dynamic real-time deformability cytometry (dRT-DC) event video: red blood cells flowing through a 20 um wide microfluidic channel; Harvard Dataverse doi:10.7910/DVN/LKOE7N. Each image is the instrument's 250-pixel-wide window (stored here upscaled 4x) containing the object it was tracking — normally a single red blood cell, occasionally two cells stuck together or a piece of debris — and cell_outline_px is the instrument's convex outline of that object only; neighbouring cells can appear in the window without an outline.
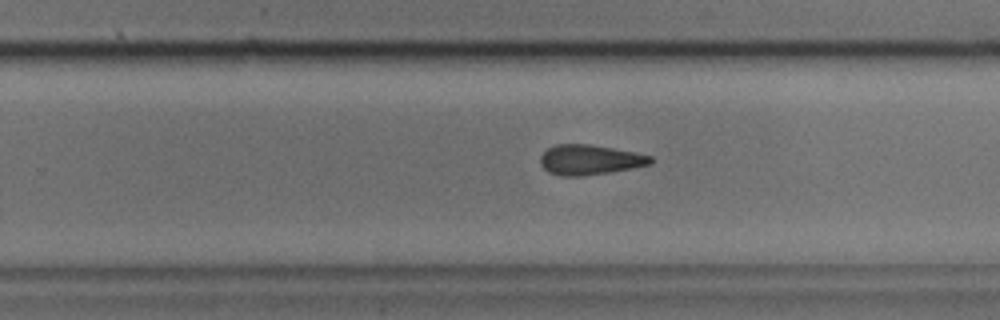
{"species": "common noctule bat (a hibernating species)", "species_latin": "Nyctalus noctula", "temperature_condition": "cold", "stored_images_in_passage": 28, "camera_frame_rate_fps": 3000, "um_per_image_px": 0.085, "animal": {"sex": "male", "body_mass_g": 17.9, "forearm_length_mm": 54.2}, "frame": {"image": 1, "passage_image": 16, "time_ms": 5.0, "image_size_px": [1000, 320], "cell_outline_px": [[652, 164], [632, 168], [584, 176], [560, 176], [548, 172], [540, 164], [540, 156], [548, 148], [556, 144], [588, 144], [636, 152], [652, 156]], "centroid_in_image_um": [50.12, 13.58], "position_along_channel_um": 279.7, "area_um2": 19.31}}
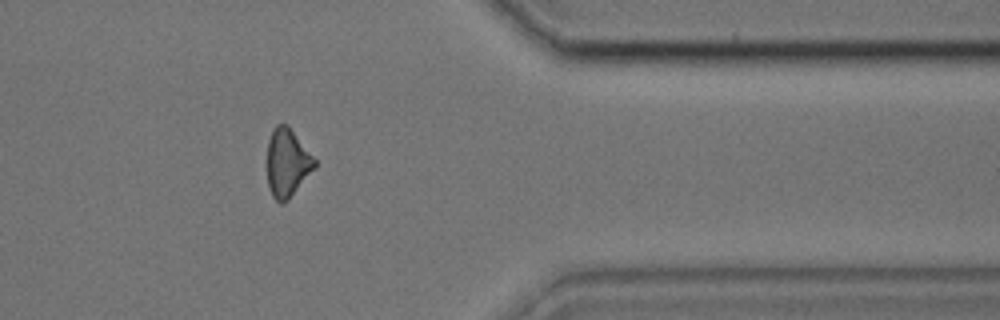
{"frame": {"image": 2, "passage_image": 24, "time_ms": 7.667, "image_size_px": [1000, 320], "cell_outline_px": [[316, 168], [288, 200], [284, 204], [280, 204], [272, 196], [268, 184], [268, 140], [272, 128], [276, 124], [288, 124], [316, 160]], "centroid_in_image_um": [24.43, 13.84], "position_along_channel_um": 387.0, "area_um2": 19.02}}